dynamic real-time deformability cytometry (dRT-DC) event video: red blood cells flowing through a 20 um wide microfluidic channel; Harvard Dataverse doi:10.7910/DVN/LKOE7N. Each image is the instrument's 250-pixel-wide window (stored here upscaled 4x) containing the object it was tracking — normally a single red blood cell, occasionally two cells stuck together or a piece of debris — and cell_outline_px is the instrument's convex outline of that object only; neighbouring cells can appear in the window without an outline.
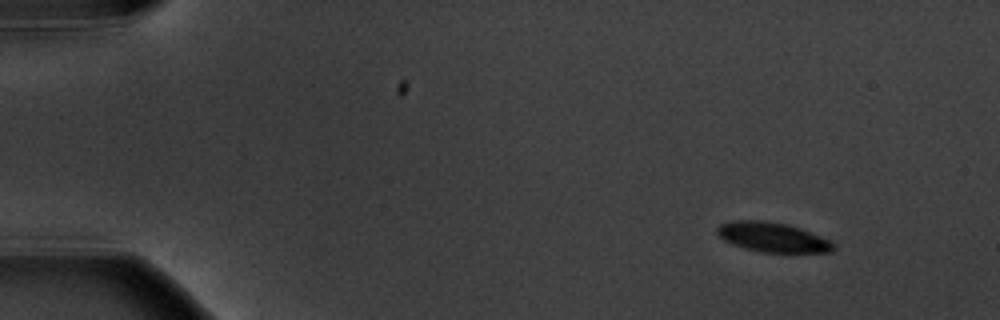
{"species": "common noctule bat (a hibernating species)", "species_latin": "Nyctalus noctula", "temperature_condition": "warm", "stored_images_in_passage": 14, "camera_frame_rate_fps": 3000, "um_per_image_px": 0.085, "animal": {"sex": "male", "body_mass_g": 20.1, "forearm_length_mm": 53.5}, "frame": {"image": 1, "passage_image": 1, "time_ms": 0.0, "image_size_px": [1000, 320], "cell_outline_px": [[836, 248], [832, 252], [760, 252], [744, 248], [732, 244], [724, 240], [716, 232], [716, 228], [720, 224], [732, 220], [760, 220], [788, 224], [800, 228], [832, 240], [836, 244]], "centroid_in_image_um": [65.7, 20.16], "position_along_channel_um": 19.3, "area_um2": 20.29}}
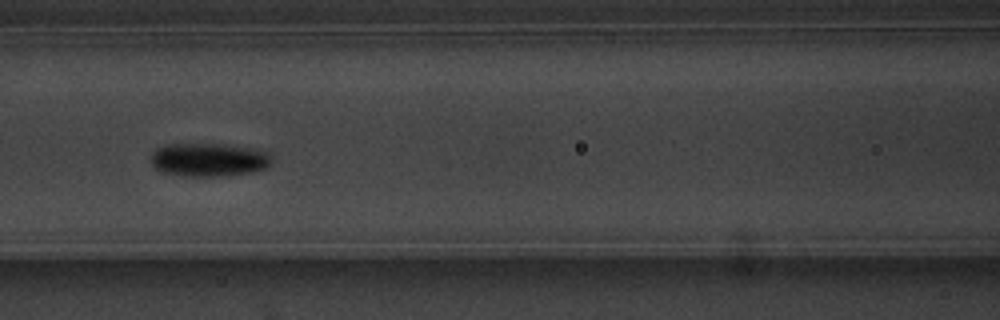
{"frame": {"image": 2, "passage_image": 6, "time_ms": 6.667, "image_size_px": [1000, 320], "cell_outline_px": [[272, 160], [268, 168], [256, 172], [220, 176], [180, 176], [160, 172], [152, 164], [152, 152], [156, 148], [168, 144], [220, 144], [252, 148], [264, 152]], "centroid_in_image_um": [17.73, 13.59], "position_along_channel_um": 148.9, "area_um2": 23.58}}
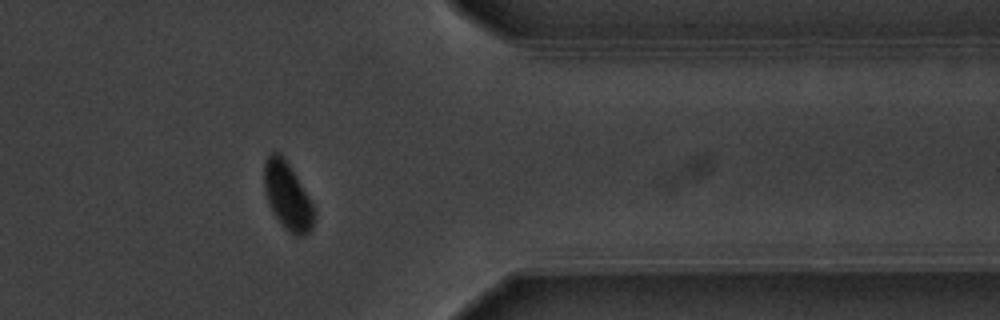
{"frame": {"image": 3, "passage_image": 12, "time_ms": 13.667, "image_size_px": [1000, 320], "cell_outline_px": [[316, 212], [312, 228], [304, 236], [296, 236], [288, 232], [276, 216], [268, 204], [264, 192], [264, 164], [268, 152], [280, 152], [284, 156], [308, 196]], "centroid_in_image_um": [24.42, 16.64], "position_along_channel_um": 387.0, "area_um2": 19.71}, "authors_computed_cell_mechanics": {"area_um2": 21.386, "velocity_mm_per_s": 3.5736, "shape_relaxation_time_tau1_ms": 1.5481, "shape_relaxation_time_tau2_ms": null, "deformation_change_tau1": 0.1057, "deformation_change_tau2": null}}